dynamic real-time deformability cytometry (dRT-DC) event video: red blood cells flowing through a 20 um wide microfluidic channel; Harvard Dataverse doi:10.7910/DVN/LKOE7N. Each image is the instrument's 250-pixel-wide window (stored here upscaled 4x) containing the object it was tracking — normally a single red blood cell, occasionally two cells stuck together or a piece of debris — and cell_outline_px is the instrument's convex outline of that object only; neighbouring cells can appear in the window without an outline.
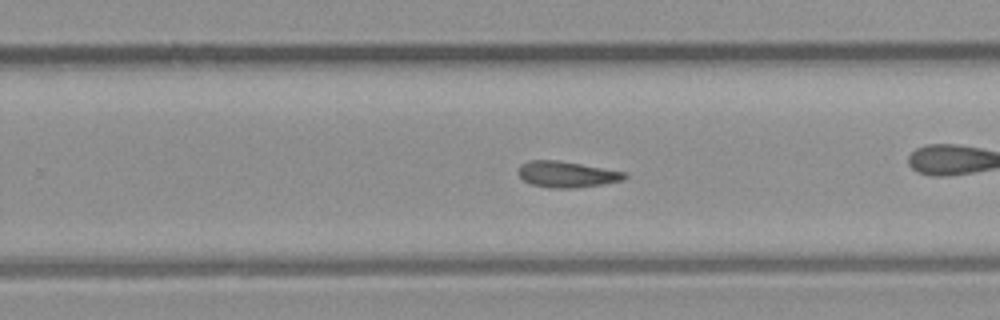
{"species": "common noctule bat (a hibernating species)", "species_latin": "Nyctalus noctula", "temperature_condition": "room temperature", "stored_images_in_passage": 28, "camera_frame_rate_fps": 3000, "um_per_image_px": 0.085, "animal": {"sex": "male", "body_mass_g": 23.1, "forearm_length_mm": 52.7}, "frame": {"image": 1, "passage_image": 13, "time_ms": 4.0, "image_size_px": [1000, 320], "cell_outline_px": [[628, 176], [624, 180], [600, 184], [572, 188], [552, 188], [532, 184], [524, 180], [520, 176], [520, 164], [528, 160], [556, 160], [580, 164], [624, 172]], "centroid_in_image_um": [48.16, 14.81], "position_along_channel_um": 281.6, "area_um2": 15.78}}